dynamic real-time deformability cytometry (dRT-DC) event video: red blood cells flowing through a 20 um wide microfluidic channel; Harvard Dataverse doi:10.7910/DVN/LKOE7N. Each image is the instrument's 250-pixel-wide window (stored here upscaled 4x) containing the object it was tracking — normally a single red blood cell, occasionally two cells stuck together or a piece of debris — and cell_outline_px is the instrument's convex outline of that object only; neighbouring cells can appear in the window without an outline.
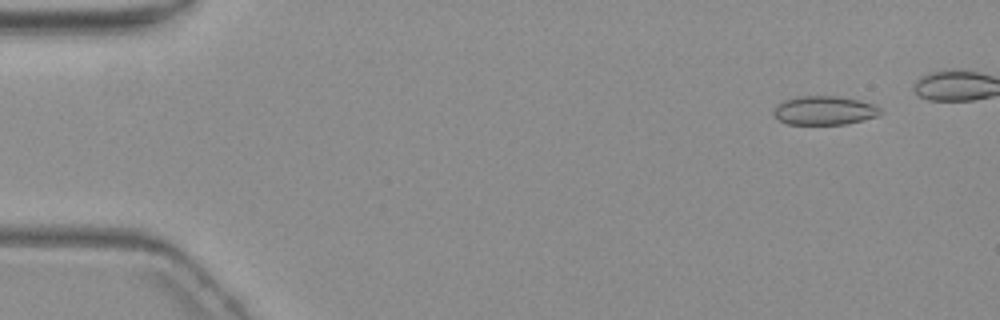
{"species": "common noctule bat (a hibernating species)", "species_latin": "Nyctalus noctula", "temperature_condition": "warm", "stored_images_in_passage": 3, "segment_of_instrument_passage": [2, 2], "camera_frame_rate_fps": 3000, "um_per_image_px": 0.085, "animal": {"sex": "female", "body_mass_g": 19.3, "forearm_length_mm": 54.1}, "frame": {"image": 1, "passage_image": 3, "time_ms": 2.667, "image_size_px": [1000, 320], "cell_outline_px": [[884, 112], [876, 116], [844, 124], [788, 124], [780, 120], [772, 112], [776, 104], [784, 100], [800, 96], [836, 96], [856, 100], [872, 104], [880, 108]], "centroid_in_image_um": [70.03, 9.38], "position_along_channel_um": 15.0, "area_um2": 17.69}}